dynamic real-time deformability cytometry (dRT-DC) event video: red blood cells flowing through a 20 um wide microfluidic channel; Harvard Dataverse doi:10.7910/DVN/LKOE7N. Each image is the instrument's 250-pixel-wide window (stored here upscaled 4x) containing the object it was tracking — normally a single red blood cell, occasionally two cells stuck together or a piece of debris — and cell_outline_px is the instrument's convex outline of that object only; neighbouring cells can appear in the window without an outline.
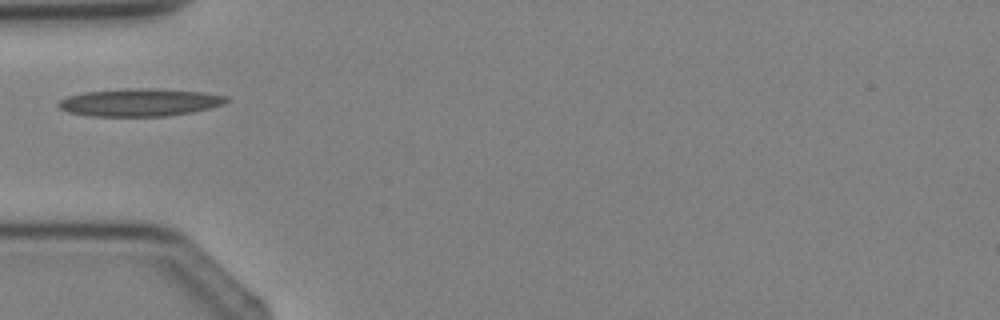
{"species": "Egyptian fruit bat (a non-hibernating species)", "species_latin": "Rousettus aegyptiacus", "temperature_condition": "cold", "stored_images_in_passage": 2, "camera_frame_rate_fps": 3000, "um_per_image_px": 0.085, "animal": {"sex": "female"}, "frame": {"image": 1, "passage_image": 2, "time_ms": 2.0, "image_size_px": [1000, 320], "cell_outline_px": [[232, 100], [224, 104], [192, 112], [168, 116], [92, 116], [68, 112], [60, 108], [56, 104], [60, 100], [68, 96], [84, 92], [128, 88], [148, 88], [204, 92], [228, 96]], "centroid_in_image_um": [11.91, 8.7], "position_along_channel_um": 73.1, "area_um2": 27.17}}